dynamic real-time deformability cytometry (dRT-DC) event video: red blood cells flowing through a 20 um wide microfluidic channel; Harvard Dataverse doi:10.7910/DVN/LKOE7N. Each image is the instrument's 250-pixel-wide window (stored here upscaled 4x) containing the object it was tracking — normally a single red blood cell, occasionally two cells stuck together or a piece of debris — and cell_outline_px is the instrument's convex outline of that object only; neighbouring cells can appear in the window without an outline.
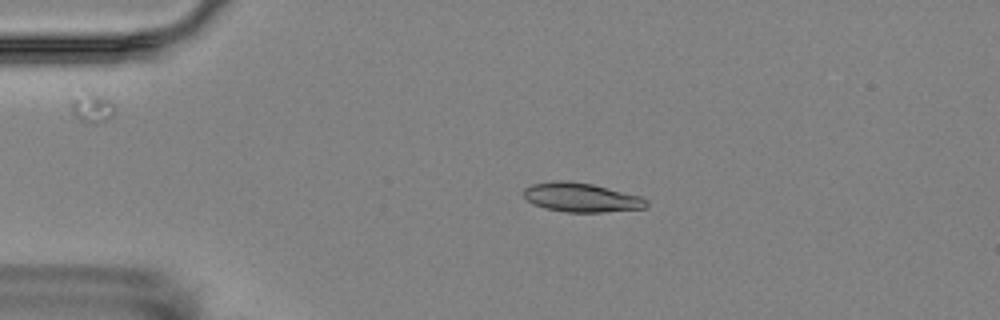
{"species": "Egyptian fruit bat (a non-hibernating species)", "species_latin": "Rousettus aegyptiacus", "temperature_condition": "room temperature", "stored_images_in_passage": 4, "camera_frame_rate_fps": 3000, "um_per_image_px": 0.085, "animal": {"sex": "female"}, "frame": {"image": 1, "passage_image": 3, "time_ms": 2.333, "image_size_px": [1000, 320], "cell_outline_px": [[648, 204], [644, 208], [604, 212], [564, 212], [544, 208], [532, 204], [524, 196], [524, 188], [532, 184], [560, 180], [592, 184], [640, 196], [648, 200]], "centroid_in_image_um": [49.4, 16.79], "position_along_channel_um": 35.6, "area_um2": 20.69}}